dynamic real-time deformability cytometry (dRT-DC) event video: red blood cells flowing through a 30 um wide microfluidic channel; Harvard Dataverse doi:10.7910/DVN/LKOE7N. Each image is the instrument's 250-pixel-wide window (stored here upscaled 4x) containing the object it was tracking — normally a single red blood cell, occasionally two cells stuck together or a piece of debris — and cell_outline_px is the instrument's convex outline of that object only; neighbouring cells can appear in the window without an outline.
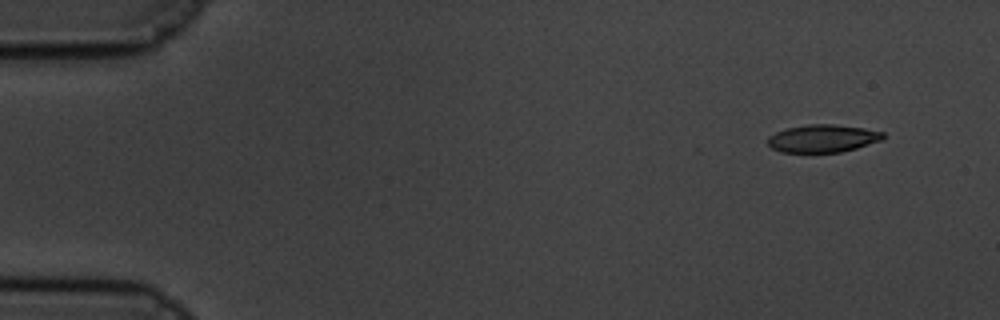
{"species": "common noctule bat (a hibernating species)", "species_latin": "Nyctalus noctula", "temperature_condition": "cold", "stored_images_in_passage": 56, "camera_frame_rate_fps": 3000, "um_per_image_px": 0.085, "animal": {"sex": "male", "body_mass_g": 19.5, "forearm_length_mm": 54.6}, "frame": {"image": 1, "passage_image": 1, "time_ms": 0.0, "image_size_px": [1000, 320], "cell_outline_px": [[884, 136], [880, 140], [856, 148], [840, 152], [780, 152], [772, 148], [768, 144], [768, 136], [784, 128], [808, 124], [836, 124], [864, 128], [884, 132]], "centroid_in_image_um": [69.9, 11.75], "position_along_channel_um": 15.1, "area_um2": 18.61}}
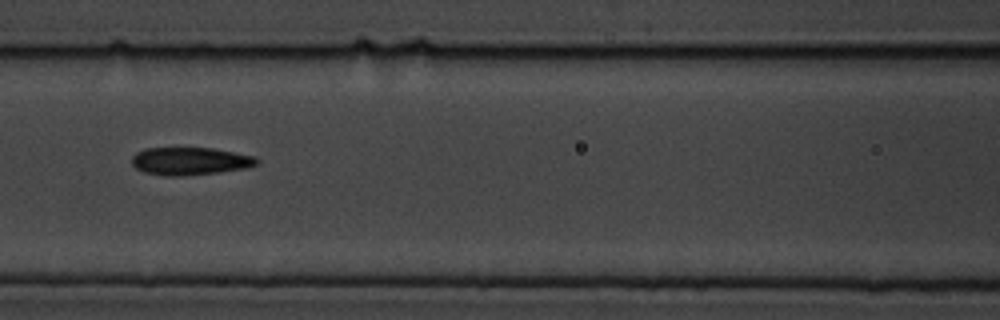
{"frame": {"image": 2, "passage_image": 23, "time_ms": 7.333, "image_size_px": [1000, 320], "cell_outline_px": [[260, 160], [256, 164], [244, 168], [220, 172], [184, 176], [164, 176], [144, 172], [136, 168], [132, 164], [132, 156], [136, 152], [144, 148], [212, 148], [256, 156]], "centroid_in_image_um": [16.14, 13.69], "position_along_channel_um": 150.5, "area_um2": 20.29}}
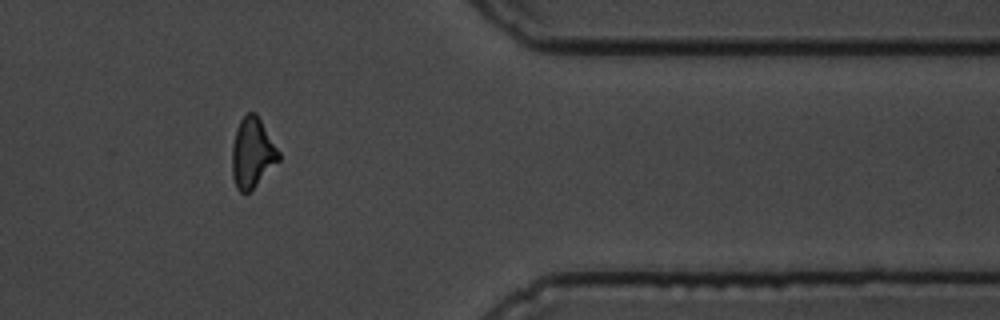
{"frame": {"image": 3, "passage_image": 46, "time_ms": 15.0, "image_size_px": [1000, 320], "cell_outline_px": [[280, 160], [248, 192], [240, 192], [236, 188], [232, 176], [232, 144], [236, 128], [240, 120], [248, 112], [256, 112], [280, 152]], "centroid_in_image_um": [21.44, 12.97], "position_along_channel_um": 390.0, "area_um2": 18.96}, "authors_computed_cell_mechanics": {"area_um2": 19.7387, "velocity_mm_per_s": 3.3616, "shape_relaxation_time_tau1_ms": 5.3722, "shape_relaxation_time_tau2_ms": 3.0344, "deformation_change_tau1": 0.1323, "deformation_change_tau2": 0.0988}}